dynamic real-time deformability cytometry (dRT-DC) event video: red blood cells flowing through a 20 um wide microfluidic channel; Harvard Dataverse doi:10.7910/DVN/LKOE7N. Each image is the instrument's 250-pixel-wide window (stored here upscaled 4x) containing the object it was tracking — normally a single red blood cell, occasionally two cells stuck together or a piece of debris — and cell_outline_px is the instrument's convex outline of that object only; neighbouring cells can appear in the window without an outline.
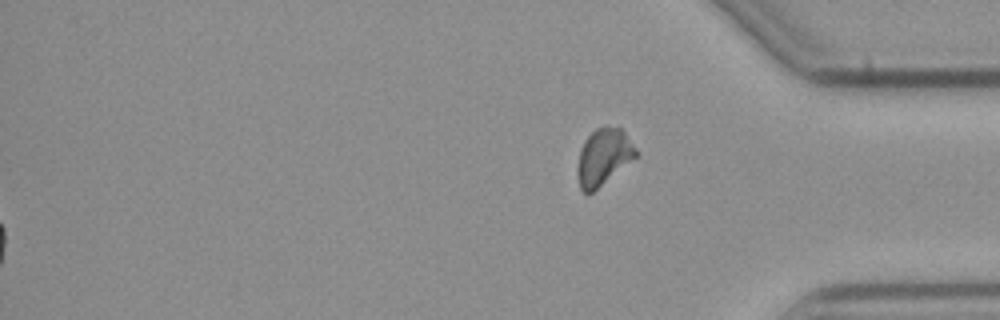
{"species": "common noctule bat (a hibernating species)", "species_latin": "Nyctalus noctula", "temperature_condition": "cold", "stored_images_in_passage": 56, "segment_of_instrument_passage": [2, 2], "camera_frame_rate_fps": 3000, "um_per_image_px": 0.085, "animal": {"sex": "male", "body_mass_g": 23.1, "forearm_length_mm": 52.7}, "frame": {"image": 1, "passage_image": 56, "time_ms": 18.333, "image_size_px": [1000, 320], "cell_outline_px": [[640, 156], [592, 192], [584, 192], [580, 188], [576, 172], [580, 148], [584, 140], [596, 128], [604, 124], [620, 128], [624, 132], [640, 152]], "centroid_in_image_um": [51.33, 13.31], "position_along_channel_um": 383.9, "area_um2": 19.71}}